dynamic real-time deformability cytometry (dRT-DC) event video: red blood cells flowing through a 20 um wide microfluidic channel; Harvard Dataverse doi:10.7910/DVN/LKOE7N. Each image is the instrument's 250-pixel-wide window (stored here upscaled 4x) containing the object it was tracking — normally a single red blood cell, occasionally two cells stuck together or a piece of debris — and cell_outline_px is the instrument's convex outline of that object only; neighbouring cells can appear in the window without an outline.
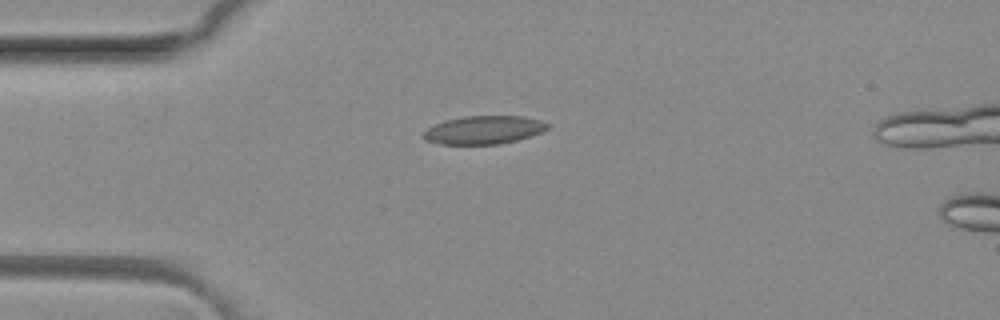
{"species": "common noctule bat (a hibernating species)", "species_latin": "Nyctalus noctula", "temperature_condition": "room temperature", "stored_images_in_passage": 3, "camera_frame_rate_fps": 3000, "um_per_image_px": 0.085, "animal": {"sex": "female", "body_mass_g": 29.2, "forearm_length_mm": 56.3}, "frame": {"image": 1, "passage_image": 2, "time_ms": 0.333, "image_size_px": [1000, 320], "cell_outline_px": [[548, 128], [544, 132], [516, 140], [500, 144], [440, 144], [424, 140], [424, 132], [428, 128], [444, 120], [464, 116], [524, 116], [540, 120], [548, 124]], "centroid_in_image_um": [41.14, 11.04], "position_along_channel_um": 43.9, "area_um2": 20.4}}